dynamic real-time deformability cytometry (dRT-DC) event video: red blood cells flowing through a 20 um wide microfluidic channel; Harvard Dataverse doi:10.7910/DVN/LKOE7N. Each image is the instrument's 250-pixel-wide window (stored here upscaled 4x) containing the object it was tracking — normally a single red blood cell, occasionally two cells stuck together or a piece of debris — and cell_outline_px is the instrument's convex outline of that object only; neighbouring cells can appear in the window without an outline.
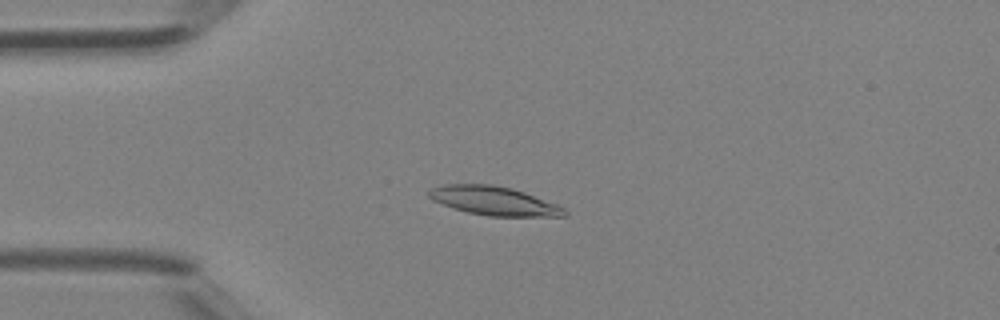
{"species": "Egyptian fruit bat (a non-hibernating species)", "species_latin": "Rousettus aegyptiacus", "temperature_condition": "room temperature", "stored_images_in_passage": 43, "camera_frame_rate_fps": 3000, "um_per_image_px": 0.085, "animal": {"sex": "female"}, "frame": {"image": 1, "passage_image": 11, "time_ms": 3.333, "image_size_px": [1000, 320], "cell_outline_px": [[568, 216], [488, 216], [468, 212], [452, 208], [432, 200], [428, 196], [428, 192], [432, 188], [444, 184], [492, 184], [512, 188], [524, 192], [556, 204], [564, 208], [568, 212]], "centroid_in_image_um": [41.97, 17.07], "position_along_channel_um": 43.0, "area_um2": 22.72}}
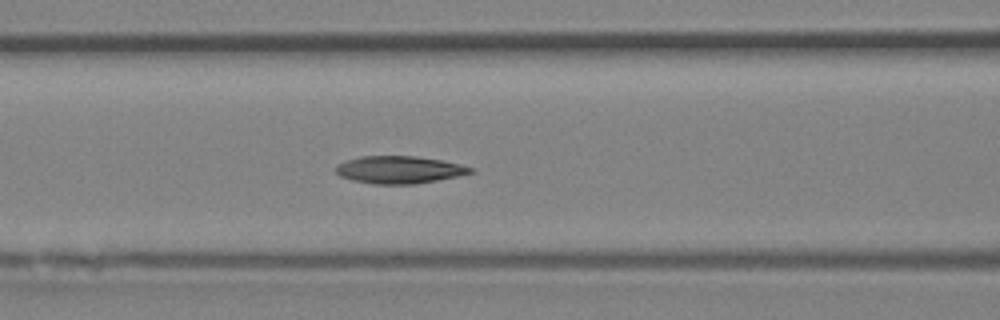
{"frame": {"image": 2, "passage_image": 18, "time_ms": 5.667, "image_size_px": [1000, 320], "cell_outline_px": [[476, 172], [416, 184], [372, 184], [352, 180], [340, 176], [336, 172], [336, 164], [360, 156], [416, 156], [440, 160], [460, 164], [476, 168]], "centroid_in_image_um": [33.95, 14.43], "position_along_channel_um": 132.7, "area_um2": 21.56}}
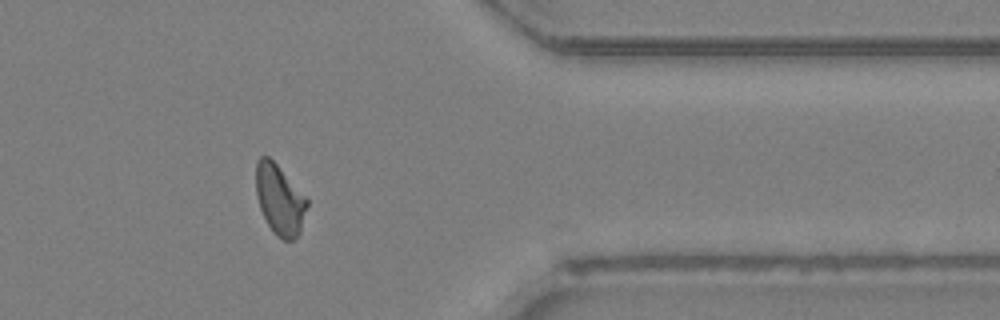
{"frame": {"image": 3, "passage_image": 35, "time_ms": 11.333, "image_size_px": [1000, 320], "cell_outline_px": [[308, 204], [300, 232], [292, 240], [284, 240], [276, 236], [272, 232], [260, 208], [256, 192], [256, 160], [260, 156], [268, 156], [308, 196]], "centroid_in_image_um": [23.79, 16.96], "position_along_channel_um": 387.6, "area_um2": 21.04}}